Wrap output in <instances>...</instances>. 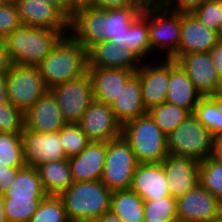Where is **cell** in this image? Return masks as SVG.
Returning <instances> with one entry per match:
<instances>
[{
    "label": "cell",
    "mask_w": 222,
    "mask_h": 222,
    "mask_svg": "<svg viewBox=\"0 0 222 222\" xmlns=\"http://www.w3.org/2000/svg\"><path fill=\"white\" fill-rule=\"evenodd\" d=\"M45 87L78 78L88 72V51L70 33L64 35L38 65Z\"/></svg>",
    "instance_id": "1"
},
{
    "label": "cell",
    "mask_w": 222,
    "mask_h": 222,
    "mask_svg": "<svg viewBox=\"0 0 222 222\" xmlns=\"http://www.w3.org/2000/svg\"><path fill=\"white\" fill-rule=\"evenodd\" d=\"M68 33L21 25L3 39V42L11 64L38 66L58 41Z\"/></svg>",
    "instance_id": "2"
},
{
    "label": "cell",
    "mask_w": 222,
    "mask_h": 222,
    "mask_svg": "<svg viewBox=\"0 0 222 222\" xmlns=\"http://www.w3.org/2000/svg\"><path fill=\"white\" fill-rule=\"evenodd\" d=\"M68 219L73 222H93L110 211L112 191L100 180L73 182L59 195Z\"/></svg>",
    "instance_id": "3"
},
{
    "label": "cell",
    "mask_w": 222,
    "mask_h": 222,
    "mask_svg": "<svg viewBox=\"0 0 222 222\" xmlns=\"http://www.w3.org/2000/svg\"><path fill=\"white\" fill-rule=\"evenodd\" d=\"M122 136L130 144L138 163L162 162L168 155L167 136L148 112L124 123Z\"/></svg>",
    "instance_id": "4"
},
{
    "label": "cell",
    "mask_w": 222,
    "mask_h": 222,
    "mask_svg": "<svg viewBox=\"0 0 222 222\" xmlns=\"http://www.w3.org/2000/svg\"><path fill=\"white\" fill-rule=\"evenodd\" d=\"M214 137L192 114L167 137L168 154L203 161L211 156Z\"/></svg>",
    "instance_id": "5"
},
{
    "label": "cell",
    "mask_w": 222,
    "mask_h": 222,
    "mask_svg": "<svg viewBox=\"0 0 222 222\" xmlns=\"http://www.w3.org/2000/svg\"><path fill=\"white\" fill-rule=\"evenodd\" d=\"M138 162L130 144L120 136L106 142V158L100 181L112 192L130 189Z\"/></svg>",
    "instance_id": "6"
},
{
    "label": "cell",
    "mask_w": 222,
    "mask_h": 222,
    "mask_svg": "<svg viewBox=\"0 0 222 222\" xmlns=\"http://www.w3.org/2000/svg\"><path fill=\"white\" fill-rule=\"evenodd\" d=\"M148 35L152 57L159 51V55L163 52V56L170 58L180 43L181 13L165 6L148 7Z\"/></svg>",
    "instance_id": "7"
},
{
    "label": "cell",
    "mask_w": 222,
    "mask_h": 222,
    "mask_svg": "<svg viewBox=\"0 0 222 222\" xmlns=\"http://www.w3.org/2000/svg\"><path fill=\"white\" fill-rule=\"evenodd\" d=\"M9 102L26 113L48 90L38 66L12 64L6 74Z\"/></svg>",
    "instance_id": "8"
},
{
    "label": "cell",
    "mask_w": 222,
    "mask_h": 222,
    "mask_svg": "<svg viewBox=\"0 0 222 222\" xmlns=\"http://www.w3.org/2000/svg\"><path fill=\"white\" fill-rule=\"evenodd\" d=\"M55 97L65 123H79L93 99L92 82L88 72L78 78L49 89Z\"/></svg>",
    "instance_id": "9"
},
{
    "label": "cell",
    "mask_w": 222,
    "mask_h": 222,
    "mask_svg": "<svg viewBox=\"0 0 222 222\" xmlns=\"http://www.w3.org/2000/svg\"><path fill=\"white\" fill-rule=\"evenodd\" d=\"M170 58L182 67L202 96L222 95V80L209 52L172 55Z\"/></svg>",
    "instance_id": "10"
},
{
    "label": "cell",
    "mask_w": 222,
    "mask_h": 222,
    "mask_svg": "<svg viewBox=\"0 0 222 222\" xmlns=\"http://www.w3.org/2000/svg\"><path fill=\"white\" fill-rule=\"evenodd\" d=\"M91 142H108L122 136V124L110 105L93 100L79 121Z\"/></svg>",
    "instance_id": "11"
},
{
    "label": "cell",
    "mask_w": 222,
    "mask_h": 222,
    "mask_svg": "<svg viewBox=\"0 0 222 222\" xmlns=\"http://www.w3.org/2000/svg\"><path fill=\"white\" fill-rule=\"evenodd\" d=\"M21 139L27 166L37 168L43 163L67 159L61 145L59 131L40 133L24 127Z\"/></svg>",
    "instance_id": "12"
},
{
    "label": "cell",
    "mask_w": 222,
    "mask_h": 222,
    "mask_svg": "<svg viewBox=\"0 0 222 222\" xmlns=\"http://www.w3.org/2000/svg\"><path fill=\"white\" fill-rule=\"evenodd\" d=\"M141 63L136 70L140 81L142 101L147 109L166 102L167 89L169 86V58L164 61H152ZM151 61V62H150ZM159 62V63H158Z\"/></svg>",
    "instance_id": "13"
},
{
    "label": "cell",
    "mask_w": 222,
    "mask_h": 222,
    "mask_svg": "<svg viewBox=\"0 0 222 222\" xmlns=\"http://www.w3.org/2000/svg\"><path fill=\"white\" fill-rule=\"evenodd\" d=\"M222 204L200 183L177 199V216L190 222H213Z\"/></svg>",
    "instance_id": "14"
},
{
    "label": "cell",
    "mask_w": 222,
    "mask_h": 222,
    "mask_svg": "<svg viewBox=\"0 0 222 222\" xmlns=\"http://www.w3.org/2000/svg\"><path fill=\"white\" fill-rule=\"evenodd\" d=\"M24 26L69 32V20L46 0H14Z\"/></svg>",
    "instance_id": "15"
},
{
    "label": "cell",
    "mask_w": 222,
    "mask_h": 222,
    "mask_svg": "<svg viewBox=\"0 0 222 222\" xmlns=\"http://www.w3.org/2000/svg\"><path fill=\"white\" fill-rule=\"evenodd\" d=\"M161 163L171 197L178 199L199 183V161L168 154Z\"/></svg>",
    "instance_id": "16"
},
{
    "label": "cell",
    "mask_w": 222,
    "mask_h": 222,
    "mask_svg": "<svg viewBox=\"0 0 222 222\" xmlns=\"http://www.w3.org/2000/svg\"><path fill=\"white\" fill-rule=\"evenodd\" d=\"M217 42V31L201 23L193 13H181V38L173 55L209 52Z\"/></svg>",
    "instance_id": "17"
},
{
    "label": "cell",
    "mask_w": 222,
    "mask_h": 222,
    "mask_svg": "<svg viewBox=\"0 0 222 222\" xmlns=\"http://www.w3.org/2000/svg\"><path fill=\"white\" fill-rule=\"evenodd\" d=\"M134 73L135 71L124 68L88 67L93 99L111 106Z\"/></svg>",
    "instance_id": "18"
},
{
    "label": "cell",
    "mask_w": 222,
    "mask_h": 222,
    "mask_svg": "<svg viewBox=\"0 0 222 222\" xmlns=\"http://www.w3.org/2000/svg\"><path fill=\"white\" fill-rule=\"evenodd\" d=\"M130 189L144 201L169 196L168 181L161 162L138 163Z\"/></svg>",
    "instance_id": "19"
},
{
    "label": "cell",
    "mask_w": 222,
    "mask_h": 222,
    "mask_svg": "<svg viewBox=\"0 0 222 222\" xmlns=\"http://www.w3.org/2000/svg\"><path fill=\"white\" fill-rule=\"evenodd\" d=\"M65 124L55 97L49 90L25 113V127L36 132H57Z\"/></svg>",
    "instance_id": "20"
},
{
    "label": "cell",
    "mask_w": 222,
    "mask_h": 222,
    "mask_svg": "<svg viewBox=\"0 0 222 222\" xmlns=\"http://www.w3.org/2000/svg\"><path fill=\"white\" fill-rule=\"evenodd\" d=\"M142 61L126 46L109 40L96 43L88 50V67H113L135 71Z\"/></svg>",
    "instance_id": "21"
},
{
    "label": "cell",
    "mask_w": 222,
    "mask_h": 222,
    "mask_svg": "<svg viewBox=\"0 0 222 222\" xmlns=\"http://www.w3.org/2000/svg\"><path fill=\"white\" fill-rule=\"evenodd\" d=\"M106 158V142H90L78 155L68 158L73 182L100 180Z\"/></svg>",
    "instance_id": "22"
},
{
    "label": "cell",
    "mask_w": 222,
    "mask_h": 222,
    "mask_svg": "<svg viewBox=\"0 0 222 222\" xmlns=\"http://www.w3.org/2000/svg\"><path fill=\"white\" fill-rule=\"evenodd\" d=\"M106 9L91 6L80 10L69 21V33L88 51L102 42V18Z\"/></svg>",
    "instance_id": "23"
},
{
    "label": "cell",
    "mask_w": 222,
    "mask_h": 222,
    "mask_svg": "<svg viewBox=\"0 0 222 222\" xmlns=\"http://www.w3.org/2000/svg\"><path fill=\"white\" fill-rule=\"evenodd\" d=\"M201 97L187 73L174 59L169 58L166 102L188 109L193 114Z\"/></svg>",
    "instance_id": "24"
},
{
    "label": "cell",
    "mask_w": 222,
    "mask_h": 222,
    "mask_svg": "<svg viewBox=\"0 0 222 222\" xmlns=\"http://www.w3.org/2000/svg\"><path fill=\"white\" fill-rule=\"evenodd\" d=\"M110 107L122 125L147 113L142 101L140 81L136 72L127 80Z\"/></svg>",
    "instance_id": "25"
},
{
    "label": "cell",
    "mask_w": 222,
    "mask_h": 222,
    "mask_svg": "<svg viewBox=\"0 0 222 222\" xmlns=\"http://www.w3.org/2000/svg\"><path fill=\"white\" fill-rule=\"evenodd\" d=\"M144 7H124L106 9L102 18V42L109 40L125 46L126 31L131 22L142 12Z\"/></svg>",
    "instance_id": "26"
},
{
    "label": "cell",
    "mask_w": 222,
    "mask_h": 222,
    "mask_svg": "<svg viewBox=\"0 0 222 222\" xmlns=\"http://www.w3.org/2000/svg\"><path fill=\"white\" fill-rule=\"evenodd\" d=\"M37 170L47 195H60L73 183L68 159L43 163Z\"/></svg>",
    "instance_id": "27"
},
{
    "label": "cell",
    "mask_w": 222,
    "mask_h": 222,
    "mask_svg": "<svg viewBox=\"0 0 222 222\" xmlns=\"http://www.w3.org/2000/svg\"><path fill=\"white\" fill-rule=\"evenodd\" d=\"M110 211L122 222H144V200L132 189L113 191Z\"/></svg>",
    "instance_id": "28"
},
{
    "label": "cell",
    "mask_w": 222,
    "mask_h": 222,
    "mask_svg": "<svg viewBox=\"0 0 222 222\" xmlns=\"http://www.w3.org/2000/svg\"><path fill=\"white\" fill-rule=\"evenodd\" d=\"M45 193L37 168L22 167L17 176L4 193V198H44Z\"/></svg>",
    "instance_id": "29"
},
{
    "label": "cell",
    "mask_w": 222,
    "mask_h": 222,
    "mask_svg": "<svg viewBox=\"0 0 222 222\" xmlns=\"http://www.w3.org/2000/svg\"><path fill=\"white\" fill-rule=\"evenodd\" d=\"M126 48L134 53L142 62L148 61L151 56V47L148 35V7L131 22L125 37Z\"/></svg>",
    "instance_id": "30"
},
{
    "label": "cell",
    "mask_w": 222,
    "mask_h": 222,
    "mask_svg": "<svg viewBox=\"0 0 222 222\" xmlns=\"http://www.w3.org/2000/svg\"><path fill=\"white\" fill-rule=\"evenodd\" d=\"M193 115L214 138L222 137V95L202 96Z\"/></svg>",
    "instance_id": "31"
},
{
    "label": "cell",
    "mask_w": 222,
    "mask_h": 222,
    "mask_svg": "<svg viewBox=\"0 0 222 222\" xmlns=\"http://www.w3.org/2000/svg\"><path fill=\"white\" fill-rule=\"evenodd\" d=\"M148 114L152 117L156 126L168 137L184 120L192 113L183 107L165 102L149 109Z\"/></svg>",
    "instance_id": "32"
},
{
    "label": "cell",
    "mask_w": 222,
    "mask_h": 222,
    "mask_svg": "<svg viewBox=\"0 0 222 222\" xmlns=\"http://www.w3.org/2000/svg\"><path fill=\"white\" fill-rule=\"evenodd\" d=\"M0 163H8L9 167L26 166L21 133L0 132Z\"/></svg>",
    "instance_id": "33"
},
{
    "label": "cell",
    "mask_w": 222,
    "mask_h": 222,
    "mask_svg": "<svg viewBox=\"0 0 222 222\" xmlns=\"http://www.w3.org/2000/svg\"><path fill=\"white\" fill-rule=\"evenodd\" d=\"M199 183L222 204V164L211 156L199 163Z\"/></svg>",
    "instance_id": "34"
},
{
    "label": "cell",
    "mask_w": 222,
    "mask_h": 222,
    "mask_svg": "<svg viewBox=\"0 0 222 222\" xmlns=\"http://www.w3.org/2000/svg\"><path fill=\"white\" fill-rule=\"evenodd\" d=\"M29 222H70L62 198L46 195Z\"/></svg>",
    "instance_id": "35"
},
{
    "label": "cell",
    "mask_w": 222,
    "mask_h": 222,
    "mask_svg": "<svg viewBox=\"0 0 222 222\" xmlns=\"http://www.w3.org/2000/svg\"><path fill=\"white\" fill-rule=\"evenodd\" d=\"M59 137L67 159L80 154L91 142L78 123H66L59 131Z\"/></svg>",
    "instance_id": "36"
},
{
    "label": "cell",
    "mask_w": 222,
    "mask_h": 222,
    "mask_svg": "<svg viewBox=\"0 0 222 222\" xmlns=\"http://www.w3.org/2000/svg\"><path fill=\"white\" fill-rule=\"evenodd\" d=\"M43 198H4L8 222H29Z\"/></svg>",
    "instance_id": "37"
},
{
    "label": "cell",
    "mask_w": 222,
    "mask_h": 222,
    "mask_svg": "<svg viewBox=\"0 0 222 222\" xmlns=\"http://www.w3.org/2000/svg\"><path fill=\"white\" fill-rule=\"evenodd\" d=\"M177 216V199L170 195L144 201V222H168Z\"/></svg>",
    "instance_id": "38"
},
{
    "label": "cell",
    "mask_w": 222,
    "mask_h": 222,
    "mask_svg": "<svg viewBox=\"0 0 222 222\" xmlns=\"http://www.w3.org/2000/svg\"><path fill=\"white\" fill-rule=\"evenodd\" d=\"M192 13L205 26L218 31L222 23V0H205Z\"/></svg>",
    "instance_id": "39"
},
{
    "label": "cell",
    "mask_w": 222,
    "mask_h": 222,
    "mask_svg": "<svg viewBox=\"0 0 222 222\" xmlns=\"http://www.w3.org/2000/svg\"><path fill=\"white\" fill-rule=\"evenodd\" d=\"M25 127V113L9 101L0 104V132L21 133Z\"/></svg>",
    "instance_id": "40"
},
{
    "label": "cell",
    "mask_w": 222,
    "mask_h": 222,
    "mask_svg": "<svg viewBox=\"0 0 222 222\" xmlns=\"http://www.w3.org/2000/svg\"><path fill=\"white\" fill-rule=\"evenodd\" d=\"M22 24L14 0L0 6V40L5 39L13 30Z\"/></svg>",
    "instance_id": "41"
},
{
    "label": "cell",
    "mask_w": 222,
    "mask_h": 222,
    "mask_svg": "<svg viewBox=\"0 0 222 222\" xmlns=\"http://www.w3.org/2000/svg\"><path fill=\"white\" fill-rule=\"evenodd\" d=\"M203 1L205 0H168L165 7L174 12L192 13Z\"/></svg>",
    "instance_id": "42"
},
{
    "label": "cell",
    "mask_w": 222,
    "mask_h": 222,
    "mask_svg": "<svg viewBox=\"0 0 222 222\" xmlns=\"http://www.w3.org/2000/svg\"><path fill=\"white\" fill-rule=\"evenodd\" d=\"M93 6L103 9L143 7L137 0H94Z\"/></svg>",
    "instance_id": "43"
},
{
    "label": "cell",
    "mask_w": 222,
    "mask_h": 222,
    "mask_svg": "<svg viewBox=\"0 0 222 222\" xmlns=\"http://www.w3.org/2000/svg\"><path fill=\"white\" fill-rule=\"evenodd\" d=\"M94 0H68V20L80 10L93 6Z\"/></svg>",
    "instance_id": "44"
},
{
    "label": "cell",
    "mask_w": 222,
    "mask_h": 222,
    "mask_svg": "<svg viewBox=\"0 0 222 222\" xmlns=\"http://www.w3.org/2000/svg\"><path fill=\"white\" fill-rule=\"evenodd\" d=\"M211 60L222 80V41H218L209 51Z\"/></svg>",
    "instance_id": "45"
},
{
    "label": "cell",
    "mask_w": 222,
    "mask_h": 222,
    "mask_svg": "<svg viewBox=\"0 0 222 222\" xmlns=\"http://www.w3.org/2000/svg\"><path fill=\"white\" fill-rule=\"evenodd\" d=\"M11 61L3 40H0V76L6 75L10 69Z\"/></svg>",
    "instance_id": "46"
},
{
    "label": "cell",
    "mask_w": 222,
    "mask_h": 222,
    "mask_svg": "<svg viewBox=\"0 0 222 222\" xmlns=\"http://www.w3.org/2000/svg\"><path fill=\"white\" fill-rule=\"evenodd\" d=\"M211 157L222 164V137L214 138Z\"/></svg>",
    "instance_id": "47"
},
{
    "label": "cell",
    "mask_w": 222,
    "mask_h": 222,
    "mask_svg": "<svg viewBox=\"0 0 222 222\" xmlns=\"http://www.w3.org/2000/svg\"><path fill=\"white\" fill-rule=\"evenodd\" d=\"M17 174H2L0 175V194L4 195L6 190L14 182Z\"/></svg>",
    "instance_id": "48"
},
{
    "label": "cell",
    "mask_w": 222,
    "mask_h": 222,
    "mask_svg": "<svg viewBox=\"0 0 222 222\" xmlns=\"http://www.w3.org/2000/svg\"><path fill=\"white\" fill-rule=\"evenodd\" d=\"M68 19V0H46Z\"/></svg>",
    "instance_id": "49"
},
{
    "label": "cell",
    "mask_w": 222,
    "mask_h": 222,
    "mask_svg": "<svg viewBox=\"0 0 222 222\" xmlns=\"http://www.w3.org/2000/svg\"><path fill=\"white\" fill-rule=\"evenodd\" d=\"M8 96H7V82H6V75L0 76V104L7 103Z\"/></svg>",
    "instance_id": "50"
},
{
    "label": "cell",
    "mask_w": 222,
    "mask_h": 222,
    "mask_svg": "<svg viewBox=\"0 0 222 222\" xmlns=\"http://www.w3.org/2000/svg\"><path fill=\"white\" fill-rule=\"evenodd\" d=\"M93 222H122L117 215L111 211L105 212Z\"/></svg>",
    "instance_id": "51"
},
{
    "label": "cell",
    "mask_w": 222,
    "mask_h": 222,
    "mask_svg": "<svg viewBox=\"0 0 222 222\" xmlns=\"http://www.w3.org/2000/svg\"><path fill=\"white\" fill-rule=\"evenodd\" d=\"M143 7L165 6L168 0H137Z\"/></svg>",
    "instance_id": "52"
},
{
    "label": "cell",
    "mask_w": 222,
    "mask_h": 222,
    "mask_svg": "<svg viewBox=\"0 0 222 222\" xmlns=\"http://www.w3.org/2000/svg\"><path fill=\"white\" fill-rule=\"evenodd\" d=\"M22 167H9L8 163H0V175L17 174Z\"/></svg>",
    "instance_id": "53"
},
{
    "label": "cell",
    "mask_w": 222,
    "mask_h": 222,
    "mask_svg": "<svg viewBox=\"0 0 222 222\" xmlns=\"http://www.w3.org/2000/svg\"><path fill=\"white\" fill-rule=\"evenodd\" d=\"M0 222H8L7 216L4 210V197L0 194Z\"/></svg>",
    "instance_id": "54"
},
{
    "label": "cell",
    "mask_w": 222,
    "mask_h": 222,
    "mask_svg": "<svg viewBox=\"0 0 222 222\" xmlns=\"http://www.w3.org/2000/svg\"><path fill=\"white\" fill-rule=\"evenodd\" d=\"M168 222H190V221H187L185 218H181L179 216H175L174 218H172Z\"/></svg>",
    "instance_id": "55"
},
{
    "label": "cell",
    "mask_w": 222,
    "mask_h": 222,
    "mask_svg": "<svg viewBox=\"0 0 222 222\" xmlns=\"http://www.w3.org/2000/svg\"><path fill=\"white\" fill-rule=\"evenodd\" d=\"M218 41H222V23L217 31Z\"/></svg>",
    "instance_id": "56"
},
{
    "label": "cell",
    "mask_w": 222,
    "mask_h": 222,
    "mask_svg": "<svg viewBox=\"0 0 222 222\" xmlns=\"http://www.w3.org/2000/svg\"><path fill=\"white\" fill-rule=\"evenodd\" d=\"M213 222H222V211L219 216Z\"/></svg>",
    "instance_id": "57"
},
{
    "label": "cell",
    "mask_w": 222,
    "mask_h": 222,
    "mask_svg": "<svg viewBox=\"0 0 222 222\" xmlns=\"http://www.w3.org/2000/svg\"><path fill=\"white\" fill-rule=\"evenodd\" d=\"M7 1H9V0H0V6L5 4Z\"/></svg>",
    "instance_id": "58"
}]
</instances>
